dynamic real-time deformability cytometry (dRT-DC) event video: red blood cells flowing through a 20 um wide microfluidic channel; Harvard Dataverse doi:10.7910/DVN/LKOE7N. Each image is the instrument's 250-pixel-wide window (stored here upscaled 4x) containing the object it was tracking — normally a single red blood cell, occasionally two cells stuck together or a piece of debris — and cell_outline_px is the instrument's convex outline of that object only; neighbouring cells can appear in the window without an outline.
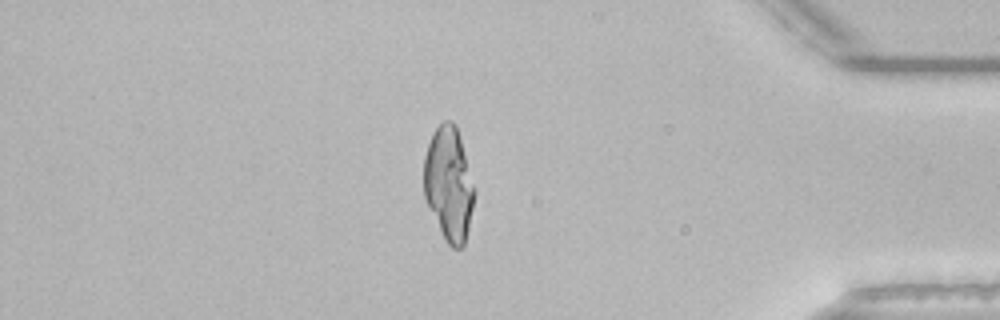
{"species": "common noctule bat (a hibernating species)", "species_latin": "Nyctalus noctula", "temperature_condition": "room temperature", "stored_images_in_passage": 53, "camera_frame_rate_fps": 3000, "um_per_image_px": 0.085, "animal": {"sex": "male", "body_mass_g": 21.5, "forearm_length_mm": 52.0}, "frame": {"image": 1, "passage_image": 45, "time_ms": 14.667, "image_size_px": [1000, 320], "cell_outline_px": [[476, 192], [468, 228], [464, 244], [460, 248], [452, 248], [448, 244], [424, 196], [424, 156], [432, 132], [444, 120], [452, 120], [456, 124]], "centroid_in_image_um": [38.15, 15.58], "position_along_channel_um": 397.0, "area_um2": 33.12}}